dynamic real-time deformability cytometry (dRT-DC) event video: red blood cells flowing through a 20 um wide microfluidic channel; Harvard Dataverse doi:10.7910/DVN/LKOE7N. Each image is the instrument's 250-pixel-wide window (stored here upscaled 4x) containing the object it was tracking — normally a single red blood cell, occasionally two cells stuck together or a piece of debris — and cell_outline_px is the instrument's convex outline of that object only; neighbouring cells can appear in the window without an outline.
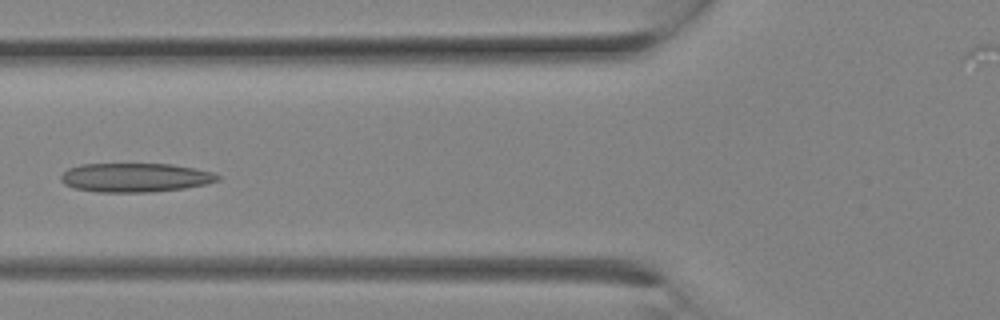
{"species": "Egyptian fruit bat (a non-hibernating species)", "species_latin": "Rousettus aegyptiacus", "temperature_condition": "room temperature", "stored_images_in_passage": 11, "camera_frame_rate_fps": 3000, "um_per_image_px": 0.085, "animal": {"sex": "female"}, "frame": {"image": 1, "passage_image": 10, "time_ms": 3.0, "image_size_px": [1000, 320], "cell_outline_px": [[220, 180], [204, 184], [184, 188], [152, 192], [96, 192], [72, 188], [64, 184], [60, 180], [60, 176], [68, 168], [80, 164], [172, 164], [216, 172], [220, 176]], "centroid_in_image_um": [11.48, 15.09], "position_along_channel_um": 114.3, "area_um2": 26.7}}